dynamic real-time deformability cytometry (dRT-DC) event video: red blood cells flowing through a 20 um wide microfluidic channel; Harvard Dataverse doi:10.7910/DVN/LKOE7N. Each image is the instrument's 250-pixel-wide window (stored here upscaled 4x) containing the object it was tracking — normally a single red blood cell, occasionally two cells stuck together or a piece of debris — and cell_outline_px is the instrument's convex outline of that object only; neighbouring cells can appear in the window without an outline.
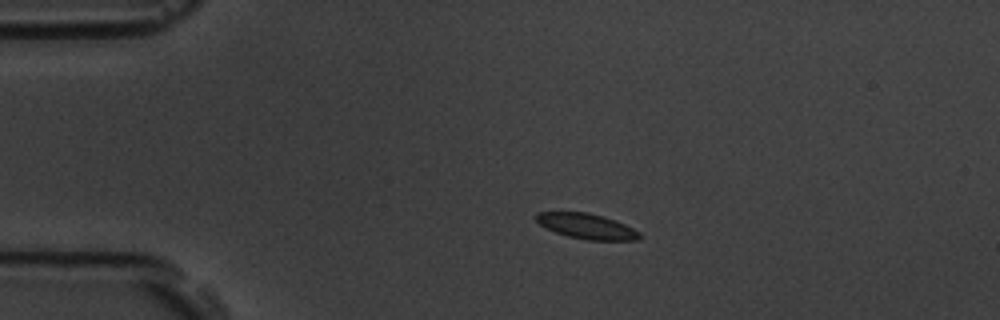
{"species": "common noctule bat (a hibernating species)", "species_latin": "Nyctalus noctula", "temperature_condition": "room temperature", "stored_images_in_passage": 46, "camera_frame_rate_fps": 3000, "um_per_image_px": 0.085, "animal": {"sex": "male", "body_mass_g": 19.5, "forearm_length_mm": 54.6}, "frame": {"image": 1, "passage_image": 1, "time_ms": 0.0, "image_size_px": [1000, 320], "cell_outline_px": [[640, 240], [588, 240], [568, 236], [556, 232], [540, 224], [536, 220], [536, 212], [588, 212], [604, 216], [616, 220], [640, 232]], "centroid_in_image_um": [49.9, 19.22], "position_along_channel_um": 35.1, "area_um2": 15.14}}
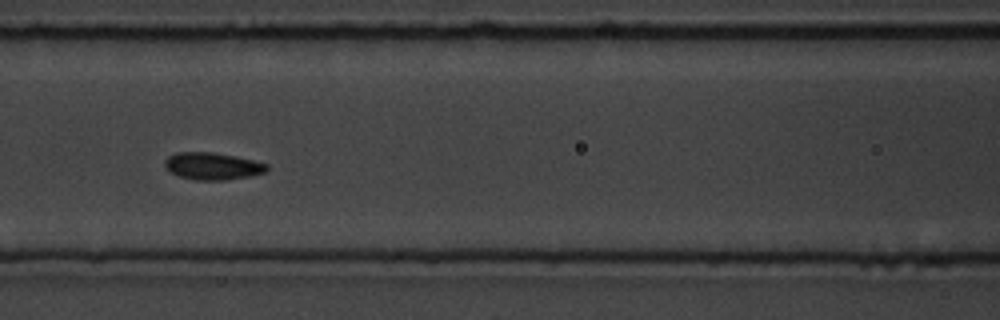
{"frame": {"image": 2, "passage_image": 14, "time_ms": 4.333, "image_size_px": [1000, 320], "cell_outline_px": [[268, 168], [264, 172], [248, 176], [224, 180], [196, 180], [180, 176], [172, 172], [164, 164], [164, 160], [168, 156], [176, 152], [212, 152], [236, 156], [268, 164]], "centroid_in_image_um": [18.05, 14.1], "position_along_channel_um": 148.6, "area_um2": 15.95}}
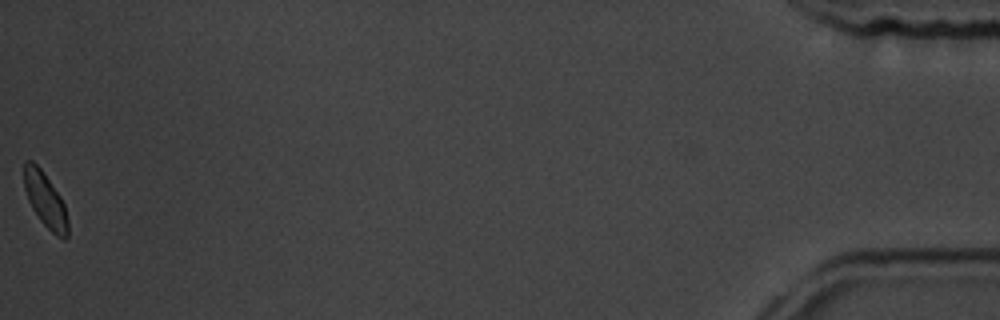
{"frame": {"image": 3, "passage_image": 46, "time_ms": 15.0, "image_size_px": [1000, 320], "cell_outline_px": [[68, 236], [64, 240], [56, 236], [40, 220], [32, 208], [28, 200], [24, 188], [24, 160], [32, 160], [40, 168], [60, 196], [64, 204], [68, 220]], "centroid_in_image_um": [3.85, 17.01], "position_along_channel_um": 431.4, "area_um2": 13.93}, "authors_computed_cell_mechanics": {"area_um2": 15.5482, "velocity_mm_per_s": 3.5894, "shape_relaxation_time_tau1_ms": 3.1538, "shape_relaxation_time_tau2_ms": null, "deformation_change_tau1": 0.099, "deformation_change_tau2": null}}